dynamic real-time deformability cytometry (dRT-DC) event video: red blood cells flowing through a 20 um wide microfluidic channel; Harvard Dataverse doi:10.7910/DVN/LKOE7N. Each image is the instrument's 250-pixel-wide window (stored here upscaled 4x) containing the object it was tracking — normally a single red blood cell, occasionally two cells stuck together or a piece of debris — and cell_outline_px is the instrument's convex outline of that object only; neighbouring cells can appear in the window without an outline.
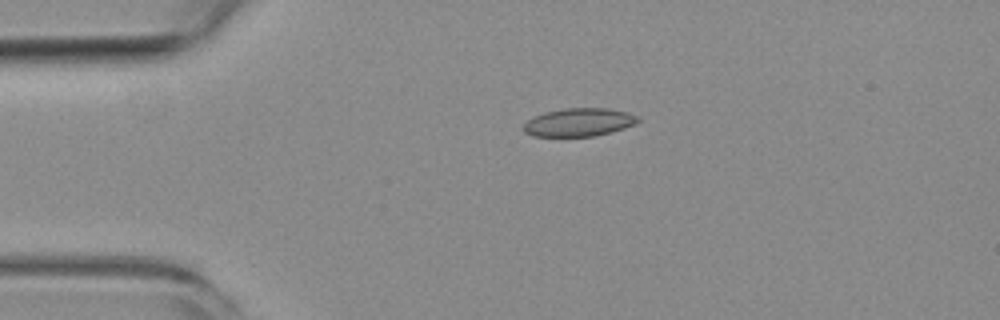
{"species": "common noctule bat (a hibernating species)", "species_latin": "Nyctalus noctula", "temperature_condition": "room temperature", "stored_images_in_passage": 5, "camera_frame_rate_fps": 3000, "um_per_image_px": 0.085, "animal": {"sex": "female", "body_mass_g": 19.3, "forearm_length_mm": 54.1}, "frame": {"image": 1, "passage_image": 4, "time_ms": 3.333, "image_size_px": [1000, 320], "cell_outline_px": [[640, 120], [636, 124], [624, 128], [592, 136], [532, 136], [524, 132], [520, 128], [528, 120], [544, 112], [564, 108], [608, 108], [628, 112], [640, 116]], "centroid_in_image_um": [49.21, 10.38], "position_along_channel_um": 35.8, "area_um2": 18.84}}